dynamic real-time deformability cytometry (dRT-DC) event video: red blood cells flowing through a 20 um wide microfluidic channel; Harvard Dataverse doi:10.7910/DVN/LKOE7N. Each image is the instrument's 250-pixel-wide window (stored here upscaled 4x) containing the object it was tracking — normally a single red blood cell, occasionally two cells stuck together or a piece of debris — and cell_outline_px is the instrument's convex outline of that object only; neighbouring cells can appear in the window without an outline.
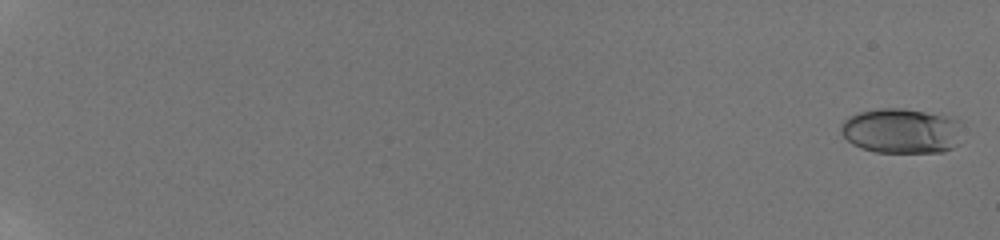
{"species": "human", "species_latin": "Homo sapiens", "temperature_condition": "room temperature", "stored_images_in_passage": 60, "camera_frame_rate_fps": 3000, "um_per_image_px": 0.085, "donor": {"sex": "male"}, "frame": {"image": 1, "passage_image": 2, "time_ms": 0.333, "image_size_px": [1000, 240], "cell_outline_px": [[964, 120], [960, 144], [944, 152], [876, 152], [860, 148], [852, 144], [840, 132], [840, 124], [848, 116], [860, 112], [880, 108], [904, 108], [956, 116]], "centroid_in_image_um": [76.73, 11.11], "position_along_channel_um": 8.3, "area_um2": 33.0}}
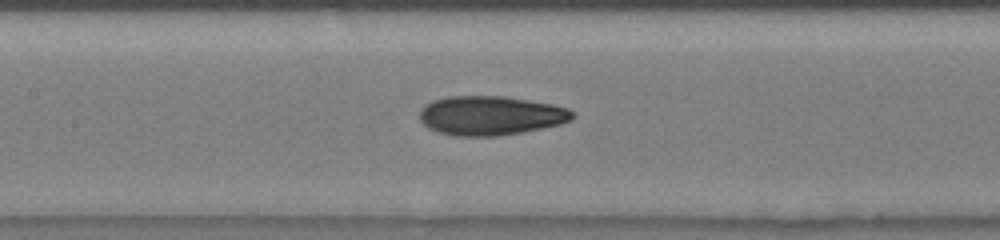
{"frame": {"image": 2, "passage_image": 34, "time_ms": 11.0, "image_size_px": [1000, 240], "cell_outline_px": [[576, 116], [572, 120], [560, 124], [520, 132], [496, 136], [452, 136], [436, 132], [428, 128], [420, 120], [420, 108], [424, 104], [432, 100], [448, 96], [504, 96], [552, 104], [568, 108], [576, 112]], "centroid_in_image_um": [41.68, 9.82], "position_along_channel_um": 165.7, "area_um2": 35.2}}
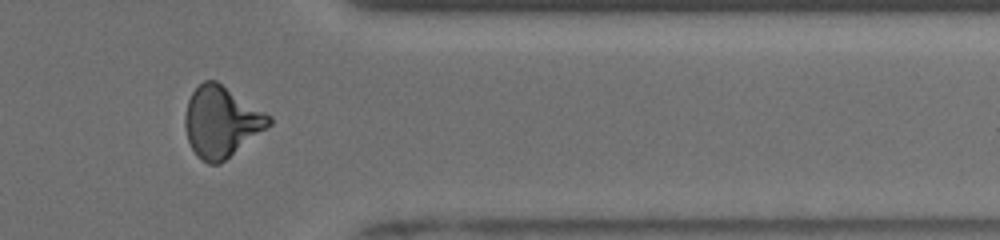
{"frame": {"image": 3, "passage_image": 52, "time_ms": 17.0, "image_size_px": [1000, 240], "cell_outline_px": [[272, 124], [220, 164], [208, 164], [200, 160], [196, 156], [188, 140], [184, 124], [184, 116], [188, 100], [192, 92], [204, 80], [216, 80], [272, 116]], "centroid_in_image_um": [18.8, 10.36], "position_along_channel_um": 392.6, "area_um2": 34.68}, "authors_computed_cell_mechanics": {"area_um2": 32.9171, "velocity_mm_per_s": 3.8594, "shape_relaxation_time_tau1_ms": 7.5183, "shape_relaxation_time_tau2_ms": 1.5817, "deformation_change_tau1": 0.2149, "deformation_change_tau2": 0.0788}}